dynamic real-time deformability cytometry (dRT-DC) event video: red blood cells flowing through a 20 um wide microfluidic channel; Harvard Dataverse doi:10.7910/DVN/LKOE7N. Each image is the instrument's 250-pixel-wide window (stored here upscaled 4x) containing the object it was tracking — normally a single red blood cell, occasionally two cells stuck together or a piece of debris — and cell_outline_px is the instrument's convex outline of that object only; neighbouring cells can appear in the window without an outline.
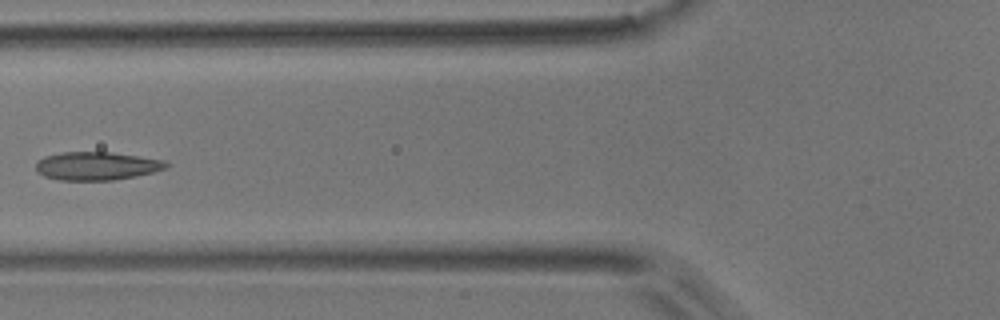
{"species": "common noctule bat (a hibernating species)", "species_latin": "Nyctalus noctula", "temperature_condition": "room temperature", "stored_images_in_passage": 6, "camera_frame_rate_fps": 3000, "um_per_image_px": 0.085, "animal": {"sex": "male", "body_mass_g": 17.9}, "frame": {"image": 1, "passage_image": 5, "time_ms": 4.667, "image_size_px": [1000, 320], "cell_outline_px": [[172, 164], [164, 168], [152, 172], [136, 176], [112, 180], [60, 180], [44, 176], [36, 172], [36, 160], [44, 156], [60, 152], [112, 152], [164, 160]], "centroid_in_image_um": [8.18, 14.1], "position_along_channel_um": 117.6, "area_um2": 21.56}}
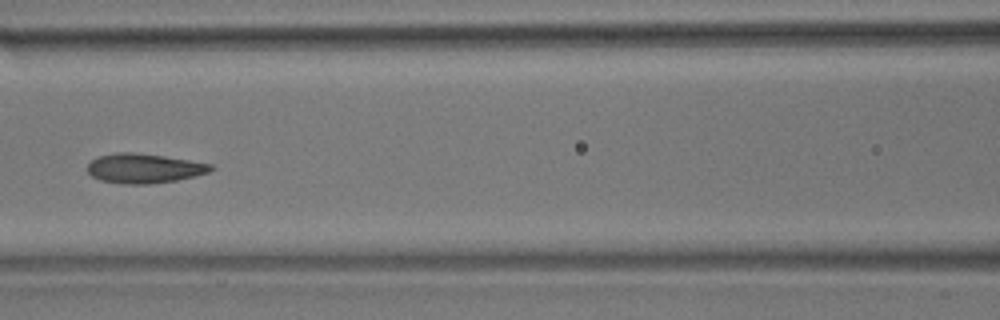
{"frame": {"image": 2, "passage_image": 6, "time_ms": 5.667, "image_size_px": [1000, 320], "cell_outline_px": [[216, 168], [208, 172], [196, 176], [176, 180], [148, 184], [124, 184], [100, 180], [92, 176], [88, 172], [88, 164], [92, 160], [100, 156], [116, 152], [132, 152], [164, 156], [212, 164]], "centroid_in_image_um": [12.26, 14.31], "position_along_channel_um": 154.3, "area_um2": 21.15}}